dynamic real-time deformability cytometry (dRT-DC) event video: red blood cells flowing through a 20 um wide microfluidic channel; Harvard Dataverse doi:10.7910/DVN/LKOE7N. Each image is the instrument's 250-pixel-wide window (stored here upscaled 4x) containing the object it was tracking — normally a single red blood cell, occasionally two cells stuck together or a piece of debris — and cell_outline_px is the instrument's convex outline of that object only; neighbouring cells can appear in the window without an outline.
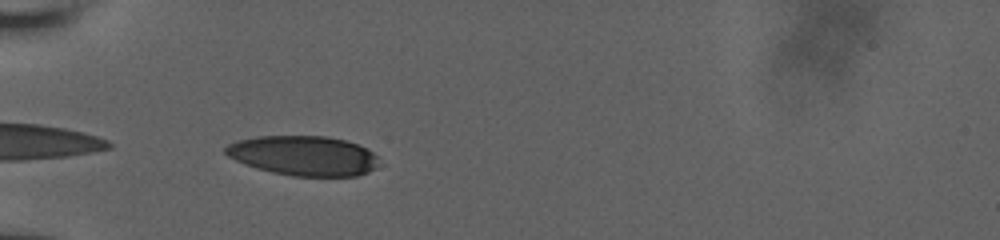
{"species": "human", "species_latin": "Homo sapiens", "temperature_condition": "room temperature", "stored_images_in_passage": 3, "camera_frame_rate_fps": 3000, "um_per_image_px": 0.085, "donor": {"sex": "male"}, "frame": {"image": 1, "passage_image": 2, "time_ms": 0.333, "image_size_px": [1000, 240], "cell_outline_px": [[376, 168], [368, 172], [356, 176], [292, 176], [272, 172], [244, 164], [228, 156], [224, 152], [224, 148], [228, 144], [236, 140], [256, 136], [328, 136], [344, 140], [356, 144], [372, 152], [376, 156]], "centroid_in_image_um": [25.75, 13.23], "position_along_channel_um": 59.2, "area_um2": 35.43}}